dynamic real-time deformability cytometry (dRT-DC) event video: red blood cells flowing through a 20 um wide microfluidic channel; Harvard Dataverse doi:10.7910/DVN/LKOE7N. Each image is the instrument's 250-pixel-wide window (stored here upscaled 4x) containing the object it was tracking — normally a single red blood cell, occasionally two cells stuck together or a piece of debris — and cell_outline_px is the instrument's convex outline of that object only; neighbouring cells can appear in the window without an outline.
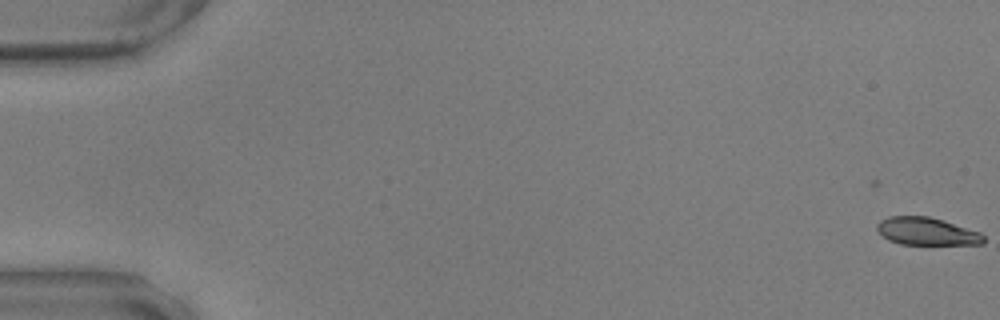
{"species": "common noctule bat (a hibernating species)", "species_latin": "Nyctalus noctula", "temperature_condition": "warm", "stored_images_in_passage": 2, "camera_frame_rate_fps": 3000, "um_per_image_px": 0.085, "animal": {"sex": "male", "body_mass_g": 17.9, "forearm_length_mm": 54.2}, "frame": {"image": 1, "passage_image": 2, "time_ms": 0.333, "image_size_px": [1000, 320], "cell_outline_px": [[984, 244], [900, 244], [888, 240], [876, 228], [876, 224], [880, 220], [888, 216], [928, 216], [944, 220], [980, 232], [984, 236]], "centroid_in_image_um": [78.76, 19.66], "position_along_channel_um": 6.2, "area_um2": 17.17}}